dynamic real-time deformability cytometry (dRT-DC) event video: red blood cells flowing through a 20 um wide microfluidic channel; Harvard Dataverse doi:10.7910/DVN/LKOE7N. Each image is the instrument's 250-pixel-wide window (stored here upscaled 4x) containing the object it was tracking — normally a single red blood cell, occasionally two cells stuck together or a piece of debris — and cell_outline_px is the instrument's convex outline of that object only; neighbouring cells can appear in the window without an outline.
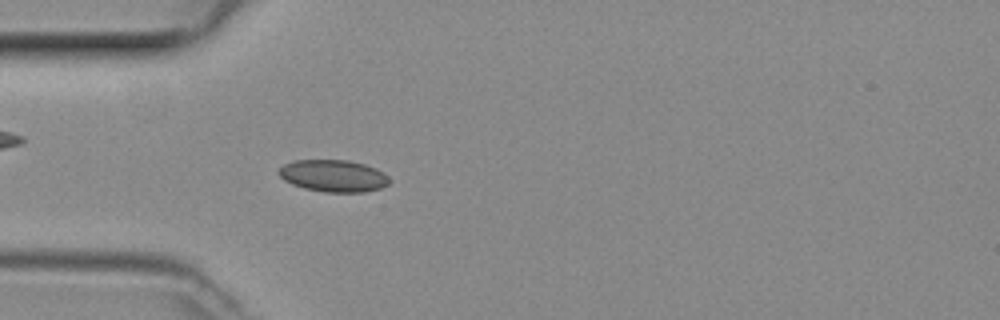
{"species": "common noctule bat (a hibernating species)", "species_latin": "Nyctalus noctula", "temperature_condition": "room temperature", "stored_images_in_passage": 47, "camera_frame_rate_fps": 3000, "um_per_image_px": 0.085, "animal": {"sex": "female", "body_mass_g": 29.2, "forearm_length_mm": 56.3}, "frame": {"image": 1, "passage_image": 13, "time_ms": 4.0, "image_size_px": [1000, 320], "cell_outline_px": [[388, 184], [380, 188], [364, 192], [324, 192], [304, 188], [292, 184], [284, 180], [276, 172], [284, 164], [292, 160], [348, 160], [364, 164], [376, 168], [384, 172], [388, 176]], "centroid_in_image_um": [28.32, 14.94], "position_along_channel_um": 56.7, "area_um2": 20.69}}
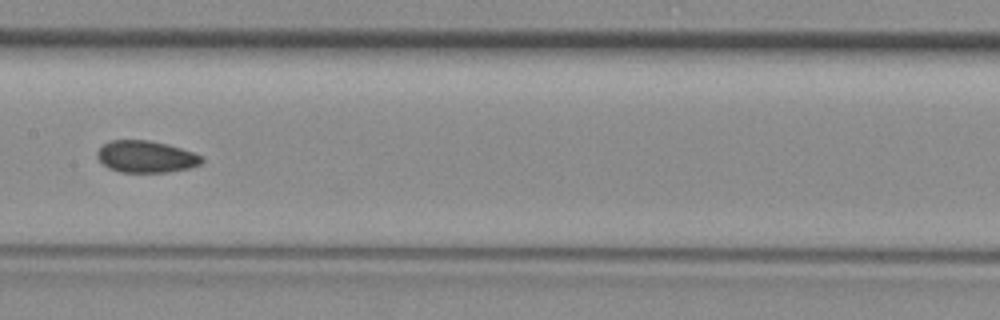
{"frame": {"image": 2, "passage_image": 23, "time_ms": 7.333, "image_size_px": [1000, 320], "cell_outline_px": [[204, 160], [200, 164], [188, 168], [168, 172], [120, 172], [108, 168], [96, 156], [96, 152], [104, 144], [112, 140], [148, 140], [168, 144], [192, 152], [200, 156]], "centroid_in_image_um": [12.39, 13.32], "position_along_channel_um": 195.0, "area_um2": 19.25}}
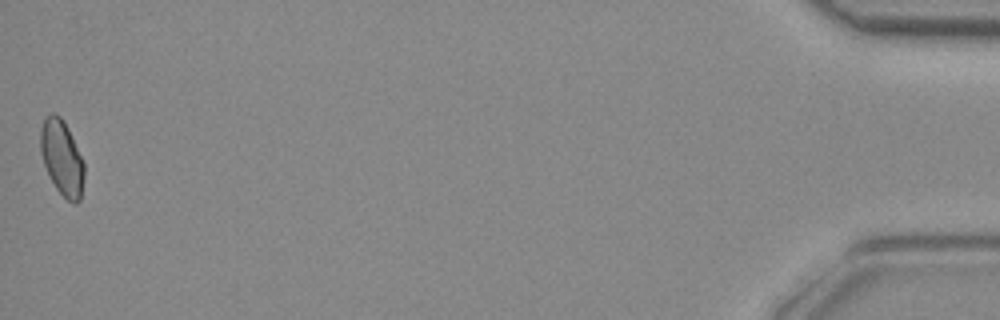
{"frame": {"image": 3, "passage_image": 47, "time_ms": 15.333, "image_size_px": [1000, 320], "cell_outline_px": [[84, 176], [80, 200], [76, 204], [68, 200], [56, 188], [44, 164], [40, 152], [40, 128], [44, 116], [52, 112], [60, 116], [64, 120], [68, 128], [84, 164]], "centroid_in_image_um": [5.24, 13.36], "position_along_channel_um": 430.0, "area_um2": 19.02}}